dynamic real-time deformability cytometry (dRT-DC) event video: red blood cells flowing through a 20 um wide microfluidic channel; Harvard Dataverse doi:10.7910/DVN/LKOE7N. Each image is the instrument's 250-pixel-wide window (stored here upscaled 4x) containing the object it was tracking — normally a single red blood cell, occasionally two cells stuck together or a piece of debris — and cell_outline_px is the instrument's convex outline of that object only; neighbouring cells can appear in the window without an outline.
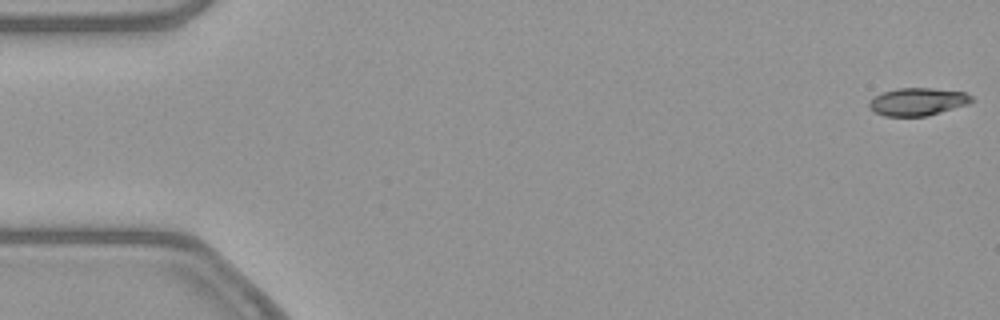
{"species": "common noctule bat (a hibernating species)", "species_latin": "Nyctalus noctula", "temperature_condition": "warm", "stored_images_in_passage": 19, "camera_frame_rate_fps": 3000, "um_per_image_px": 0.085, "animal": {"sex": "female", "body_mass_g": 21.9}, "frame": {"image": 1, "passage_image": 1, "time_ms": 0.0, "image_size_px": [1000, 320], "cell_outline_px": [[976, 100], [968, 104], [928, 116], [884, 116], [868, 108], [868, 104], [872, 96], [896, 88], [932, 88], [964, 92], [972, 96]], "centroid_in_image_um": [78.0, 8.64], "position_along_channel_um": 7.0, "area_um2": 16.7}}
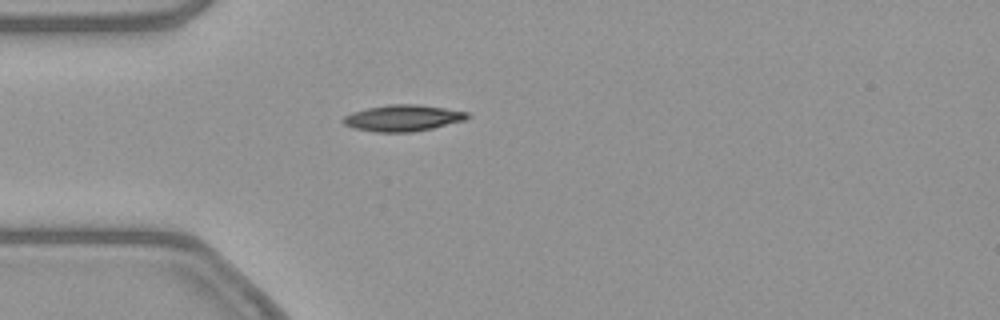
{"frame": {"image": 2, "passage_image": 15, "time_ms": 4.667, "image_size_px": [1000, 320], "cell_outline_px": [[472, 116], [464, 120], [432, 128], [412, 132], [376, 132], [352, 128], [344, 124], [340, 120], [344, 116], [352, 112], [368, 108], [388, 104], [416, 104], [444, 108], [468, 112]], "centroid_in_image_um": [34.22, 10.03], "position_along_channel_um": 50.8, "area_um2": 19.07}}